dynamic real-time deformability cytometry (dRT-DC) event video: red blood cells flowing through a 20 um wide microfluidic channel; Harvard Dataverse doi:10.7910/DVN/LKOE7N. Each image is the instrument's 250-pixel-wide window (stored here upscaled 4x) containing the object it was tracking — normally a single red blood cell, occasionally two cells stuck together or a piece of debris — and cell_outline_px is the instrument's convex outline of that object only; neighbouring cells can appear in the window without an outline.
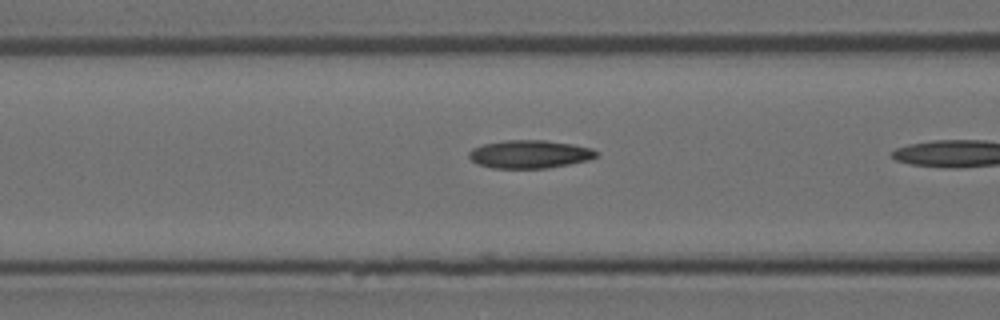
{"species": "Egyptian fruit bat (a non-hibernating species)", "species_latin": "Rousettus aegyptiacus", "temperature_condition": "room temperature", "stored_images_in_passage": 7, "camera_frame_rate_fps": 3000, "um_per_image_px": 0.085, "animal": {"sex": "female"}, "frame": {"image": 1, "passage_image": 4, "time_ms": 1.0, "image_size_px": [1000, 320], "cell_outline_px": [[600, 152], [596, 156], [588, 160], [548, 168], [492, 168], [476, 164], [468, 156], [468, 152], [472, 148], [484, 144], [504, 140], [544, 140], [572, 144], [592, 148]], "centroid_in_image_um": [45.0, 13.1], "position_along_channel_um": 121.6, "area_um2": 20.92}}
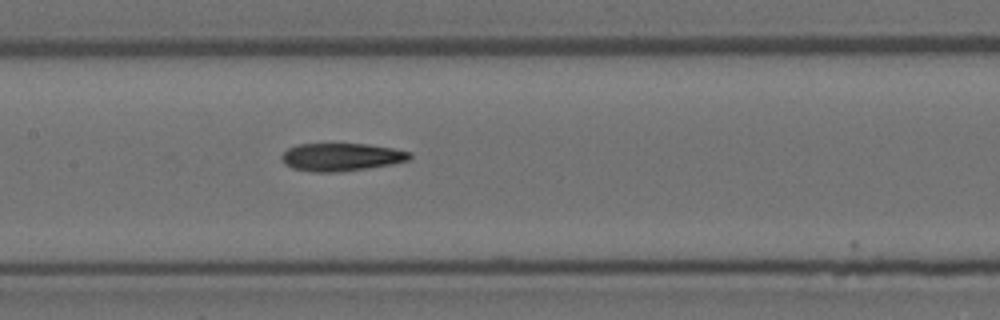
{"frame": {"image": 2, "passage_image": 6, "time_ms": 1.667, "image_size_px": [1000, 320], "cell_outline_px": [[412, 156], [408, 160], [392, 164], [368, 168], [332, 172], [312, 172], [292, 168], [284, 164], [280, 156], [288, 148], [296, 144], [368, 144], [392, 148], [412, 152]], "centroid_in_image_um": [28.99, 13.34], "position_along_channel_um": 178.4, "area_um2": 20.81}}